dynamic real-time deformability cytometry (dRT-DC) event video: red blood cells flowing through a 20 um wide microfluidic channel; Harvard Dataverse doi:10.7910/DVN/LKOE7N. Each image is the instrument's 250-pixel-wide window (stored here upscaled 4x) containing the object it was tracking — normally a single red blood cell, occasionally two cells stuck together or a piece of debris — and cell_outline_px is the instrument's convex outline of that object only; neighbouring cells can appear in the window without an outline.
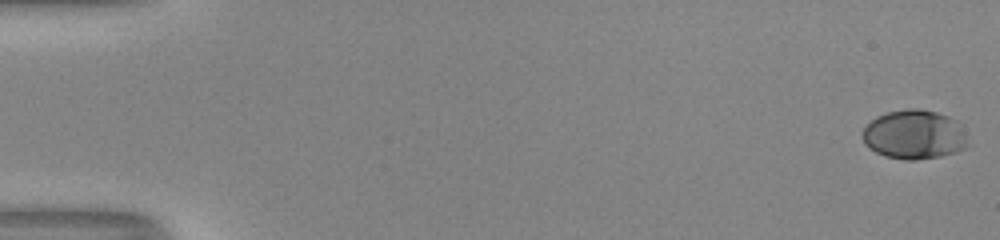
{"species": "human", "species_latin": "Homo sapiens", "temperature_condition": "room temperature", "stored_images_in_passage": 54, "camera_frame_rate_fps": 3000, "um_per_image_px": 0.085, "donor": {"sex": "male"}, "frame": {"image": 1, "passage_image": 1, "time_ms": 0.0, "image_size_px": [1000, 240], "cell_outline_px": [[968, 144], [964, 148], [956, 152], [940, 156], [916, 160], [904, 160], [884, 156], [868, 148], [864, 144], [864, 128], [876, 116], [888, 112], [908, 108], [920, 108], [936, 112], [948, 116], [956, 120]], "centroid_in_image_um": [77.68, 11.44], "position_along_channel_um": 7.3, "area_um2": 30.0}}
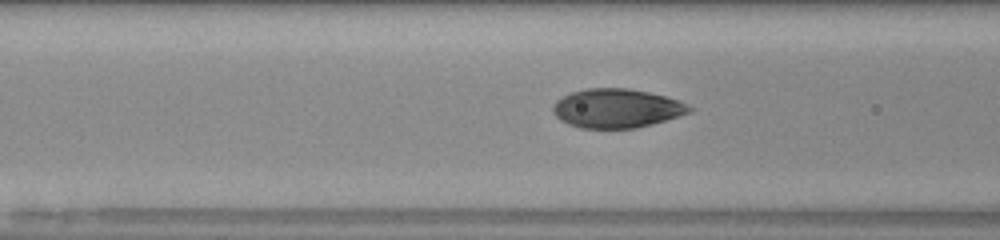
{"frame": {"image": 2, "passage_image": 23, "time_ms": 7.333, "image_size_px": [1000, 240], "cell_outline_px": [[696, 108], [692, 112], [652, 124], [636, 128], [580, 128], [568, 124], [560, 120], [556, 116], [552, 108], [552, 104], [556, 100], [572, 92], [588, 88], [628, 88], [648, 92], [664, 96], [688, 104]], "centroid_in_image_um": [52.43, 9.21], "position_along_channel_um": 114.2, "area_um2": 31.04}}
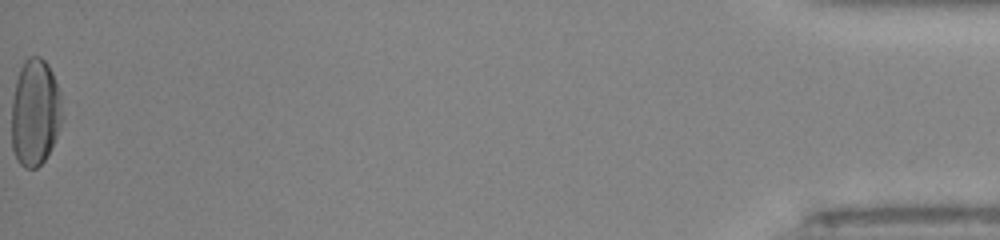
{"frame": {"image": 3, "passage_image": 54, "time_ms": 17.667, "image_size_px": [1000, 240], "cell_outline_px": [[64, 116], [56, 136], [44, 160], [36, 168], [24, 168], [16, 160], [12, 148], [12, 100], [16, 80], [20, 68], [24, 60], [28, 56], [40, 56], [48, 64], [52, 72], [60, 92]], "centroid_in_image_um": [2.98, 9.54], "position_along_channel_um": 432.2, "area_um2": 31.79}, "authors_computed_cell_mechanics": {"area_um2": 31.1253, "velocity_mm_per_s": 4.0441, "shape_relaxation_time_tau1_ms": 4.2744, "shape_relaxation_time_tau2_ms": null, "deformation_change_tau1": 0.1963, "deformation_change_tau2": null}}